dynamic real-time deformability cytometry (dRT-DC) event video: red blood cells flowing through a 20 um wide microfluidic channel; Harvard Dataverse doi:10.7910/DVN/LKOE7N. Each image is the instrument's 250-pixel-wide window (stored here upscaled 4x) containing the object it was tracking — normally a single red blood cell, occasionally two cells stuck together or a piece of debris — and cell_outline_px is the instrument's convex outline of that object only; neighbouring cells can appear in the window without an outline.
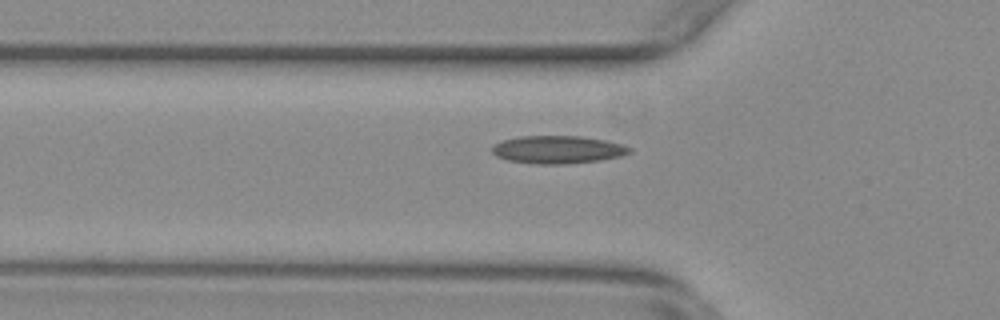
{"species": "common noctule bat (a hibernating species)", "species_latin": "Nyctalus noctula", "temperature_condition": "warm", "stored_images_in_passage": 29, "camera_frame_rate_fps": 3000, "um_per_image_px": 0.085, "animal": {"sex": "female", "body_mass_g": 29.2, "forearm_length_mm": 56.3}, "frame": {"image": 1, "passage_image": 2, "time_ms": 0.333, "image_size_px": [1000, 320], "cell_outline_px": [[632, 152], [620, 156], [600, 160], [564, 164], [536, 164], [508, 160], [496, 156], [492, 152], [492, 144], [504, 140], [520, 136], [580, 136], [604, 140], [624, 144], [632, 148]], "centroid_in_image_um": [47.42, 12.71], "position_along_channel_um": 78.4, "area_um2": 22.31}}
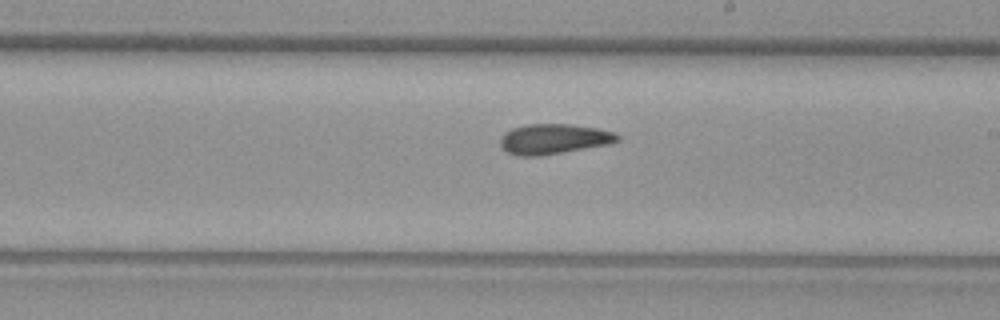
{"frame": {"image": 2, "passage_image": 15, "time_ms": 4.667, "image_size_px": [1000, 320], "cell_outline_px": [[620, 140], [612, 144], [540, 156], [516, 156], [508, 152], [500, 144], [500, 136], [504, 132], [512, 128], [528, 124], [572, 124], [600, 128], [616, 132], [620, 136]], "centroid_in_image_um": [47.12, 11.81], "position_along_channel_um": 241.9, "area_um2": 20.98}}
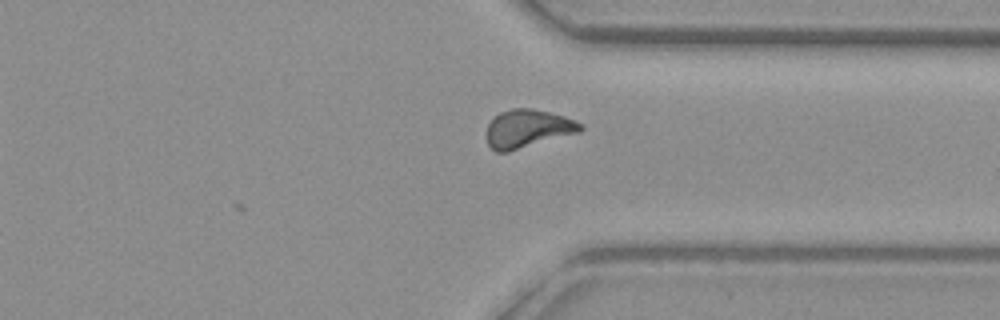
{"frame": {"image": 3, "passage_image": 25, "time_ms": 8.0, "image_size_px": [1000, 320], "cell_outline_px": [[584, 128], [580, 132], [508, 152], [496, 152], [488, 144], [488, 124], [500, 112], [512, 108], [532, 108], [564, 116], [576, 120], [584, 124]], "centroid_in_image_um": [44.9, 10.93], "position_along_channel_um": 366.5, "area_um2": 20.81}, "authors_computed_cell_mechanics": {"area_um2": 20.2878, "velocity_mm_per_s": 3.7607, "shape_relaxation_time_tau1_ms": 9.2288, "shape_relaxation_time_tau2_ms": 2.1397, "deformation_change_tau1": 0.1986, "deformation_change_tau2": 0.0817}}